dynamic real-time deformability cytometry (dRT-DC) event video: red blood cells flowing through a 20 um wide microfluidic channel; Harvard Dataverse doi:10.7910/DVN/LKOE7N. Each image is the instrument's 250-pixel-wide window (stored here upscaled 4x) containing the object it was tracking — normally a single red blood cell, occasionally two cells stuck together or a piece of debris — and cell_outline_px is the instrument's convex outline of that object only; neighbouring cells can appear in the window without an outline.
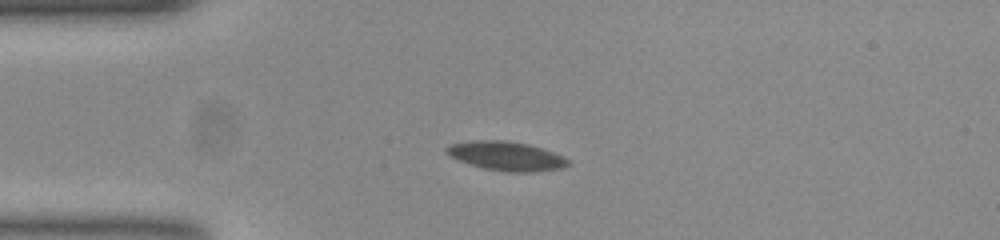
{"species": "common noctule bat (a hibernating species)", "species_latin": "Nyctalus noctula", "temperature_condition": "room temperature", "stored_images_in_passage": 37, "camera_frame_rate_fps": 3000, "um_per_image_px": 0.085, "animal": {"sex": "female", "body_mass_g": 23.0, "forearm_length_mm": 53.4}, "frame": {"image": 1, "passage_image": 1, "time_ms": 0.0, "image_size_px": [1000, 240], "cell_outline_px": [[568, 164], [560, 168], [532, 172], [508, 172], [484, 168], [460, 160], [452, 156], [448, 152], [448, 148], [452, 144], [480, 140], [500, 140], [528, 144], [552, 152], [568, 160]], "centroid_in_image_um": [43.07, 13.27], "position_along_channel_um": 41.9, "area_um2": 19.71}}
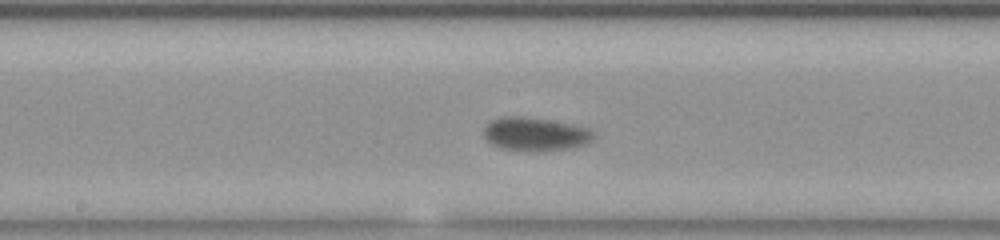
{"frame": {"image": 2, "passage_image": 16, "time_ms": 5.0, "image_size_px": [1000, 240], "cell_outline_px": [[592, 136], [584, 144], [572, 148], [544, 152], [528, 152], [504, 148], [488, 140], [484, 132], [484, 128], [492, 120], [508, 116], [516, 116], [548, 120], [584, 128], [592, 132]], "centroid_in_image_um": [45.46, 11.43], "position_along_channel_um": 202.7, "area_um2": 20.69}}
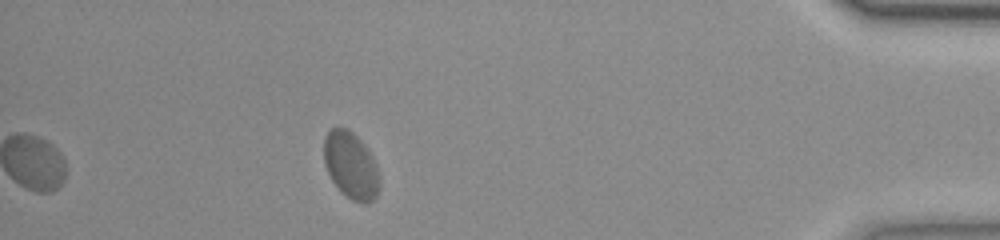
{"frame": {"image": 3, "passage_image": 37, "time_ms": 12.0, "image_size_px": [1000, 240], "cell_outline_px": [[376, 196], [368, 204], [360, 204], [352, 200], [340, 192], [332, 180], [324, 164], [324, 136], [332, 128], [344, 128], [352, 132], [360, 140], [368, 152], [376, 168]], "centroid_in_image_um": [29.75, 14.08], "position_along_channel_um": 405.5, "area_um2": 20.92}}